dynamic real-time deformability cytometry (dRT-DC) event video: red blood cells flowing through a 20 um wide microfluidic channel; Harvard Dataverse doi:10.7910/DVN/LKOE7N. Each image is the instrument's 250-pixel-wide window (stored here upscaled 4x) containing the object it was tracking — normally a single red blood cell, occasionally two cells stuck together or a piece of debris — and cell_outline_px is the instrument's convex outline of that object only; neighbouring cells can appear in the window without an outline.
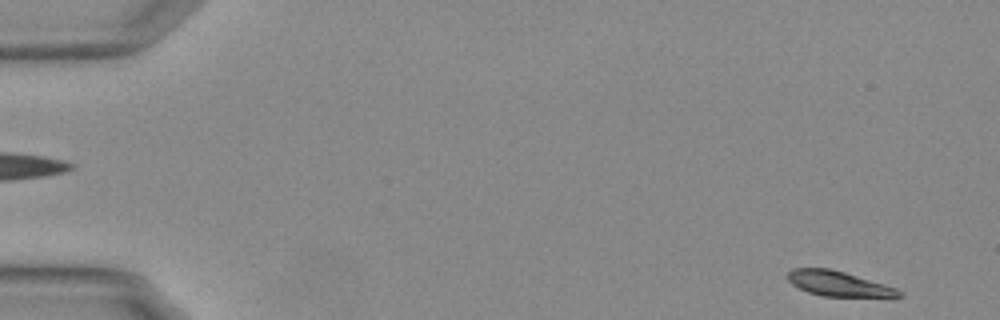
{"species": "Egyptian fruit bat (a non-hibernating species)", "species_latin": "Rousettus aegyptiacus", "temperature_condition": "warm", "stored_images_in_passage": 55, "segment_of_instrument_passage": [1, 2], "camera_frame_rate_fps": 3000, "um_per_image_px": 0.085, "animal": {"sex": "female"}, "frame": {"image": 1, "passage_image": 2, "time_ms": 0.333, "image_size_px": [1000, 320], "cell_outline_px": [[904, 296], [892, 300], [820, 296], [808, 292], [792, 284], [784, 276], [792, 268], [828, 268], [844, 272], [884, 284], [896, 288]], "centroid_in_image_um": [71.39, 24.18], "position_along_channel_um": 13.6, "area_um2": 17.17}}
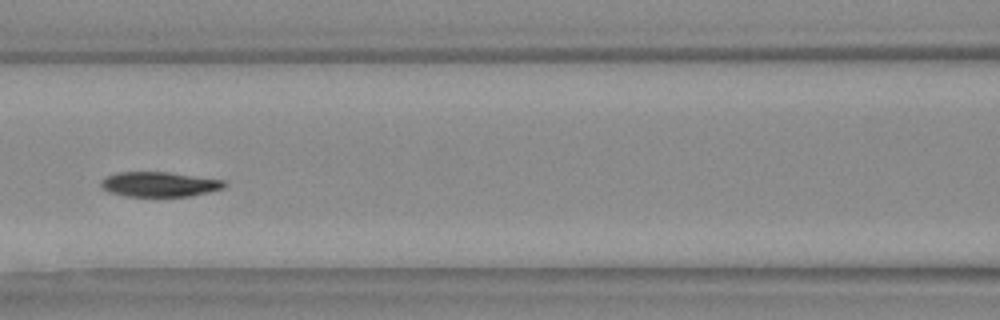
{"frame": {"image": 2, "passage_image": 24, "time_ms": 7.667, "image_size_px": [1000, 320], "cell_outline_px": [[228, 184], [224, 188], [192, 196], [124, 196], [108, 192], [100, 188], [100, 180], [104, 176], [116, 172], [168, 172], [224, 180]], "centroid_in_image_um": [13.49, 15.66], "position_along_channel_um": 153.1, "area_um2": 18.15}}
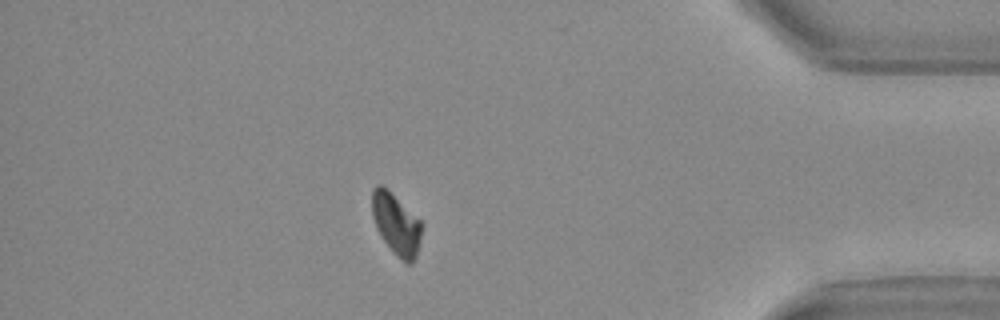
{"frame": {"image": 3, "passage_image": 47, "time_ms": 15.333, "image_size_px": [1000, 320], "cell_outline_px": [[424, 224], [416, 256], [412, 264], [408, 264], [400, 260], [384, 240], [376, 228], [372, 216], [372, 188], [376, 184], [380, 184], [420, 220]], "centroid_in_image_um": [33.68, 19.08], "position_along_channel_um": 401.5, "area_um2": 17.51}}